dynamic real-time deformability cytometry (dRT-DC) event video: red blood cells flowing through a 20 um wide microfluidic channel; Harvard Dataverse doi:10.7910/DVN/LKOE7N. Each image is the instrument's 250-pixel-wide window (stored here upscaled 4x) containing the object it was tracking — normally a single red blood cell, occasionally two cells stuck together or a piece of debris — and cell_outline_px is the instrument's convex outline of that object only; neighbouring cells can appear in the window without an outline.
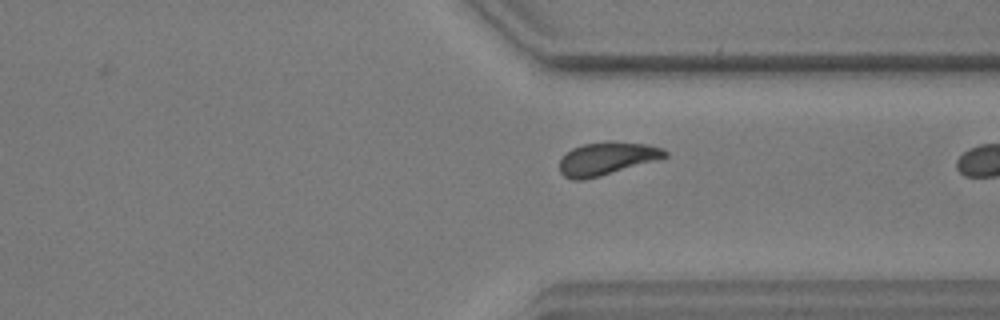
{"species": "common noctule bat (a hibernating species)", "species_latin": "Nyctalus noctula", "temperature_condition": "warm", "stored_images_in_passage": 36, "camera_frame_rate_fps": 3000, "um_per_image_px": 0.085, "animal": {"sex": "male", "body_mass_g": 17.9, "forearm_length_mm": 54.2}, "frame": {"image": 1, "passage_image": 34, "time_ms": 11.0, "image_size_px": [1000, 320], "cell_outline_px": [[668, 156], [600, 176], [584, 180], [572, 180], [564, 176], [560, 172], [560, 160], [564, 152], [572, 148], [584, 144], [648, 144], [660, 148], [668, 152]], "centroid_in_image_um": [51.49, 13.53], "position_along_channel_um": 359.9, "area_um2": 19.31}}